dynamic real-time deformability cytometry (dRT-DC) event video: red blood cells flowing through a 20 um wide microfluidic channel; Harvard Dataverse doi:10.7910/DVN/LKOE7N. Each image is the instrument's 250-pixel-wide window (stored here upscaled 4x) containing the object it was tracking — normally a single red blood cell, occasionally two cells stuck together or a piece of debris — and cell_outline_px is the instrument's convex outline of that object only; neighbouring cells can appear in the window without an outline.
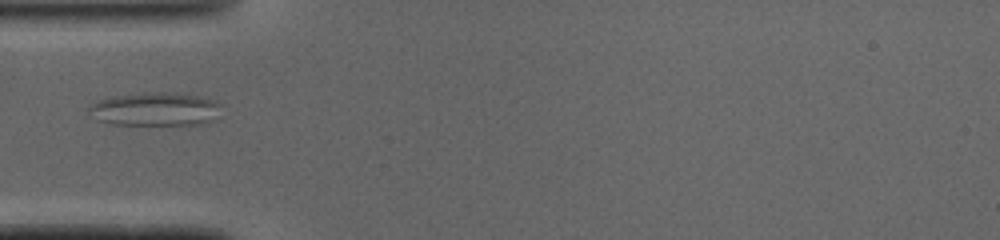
{"species": "common noctule bat (a hibernating species)", "species_latin": "Nyctalus noctula", "temperature_condition": "cold", "stored_images_in_passage": 36, "camera_frame_rate_fps": 3000, "um_per_image_px": 0.085, "animal": {"sex": "male", "body_mass_g": 19.0, "forearm_length_mm": 50.8}, "frame": {"image": 1, "passage_image": 1, "time_ms": 0.0, "image_size_px": [1000, 240], "cell_outline_px": [[220, 104], [216, 120], [208, 124], [112, 124], [100, 120], [92, 108], [92, 104], [96, 100], [104, 96], [156, 92], [164, 92], [200, 96], [216, 100]], "centroid_in_image_um": [13.29, 9.26], "position_along_channel_um": 71.7, "area_um2": 25.49}}
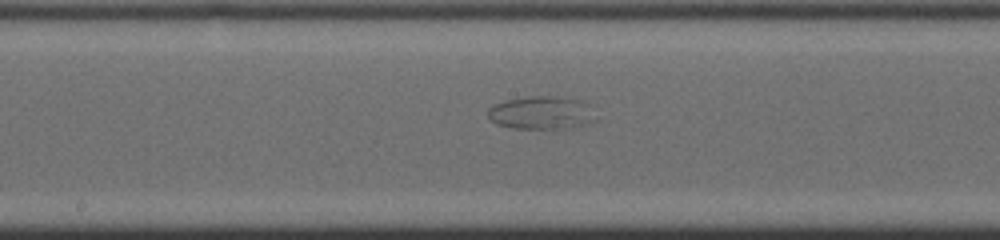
{"frame": {"image": 2, "passage_image": 11, "time_ms": 3.333, "image_size_px": [1000, 240], "cell_outline_px": [[596, 120], [564, 128], [516, 128], [496, 124], [488, 116], [488, 108], [496, 104], [508, 100], [524, 96], [560, 96], [580, 100], [592, 104]], "centroid_in_image_um": [46.05, 9.56], "position_along_channel_um": 202.2, "area_um2": 20.69}}
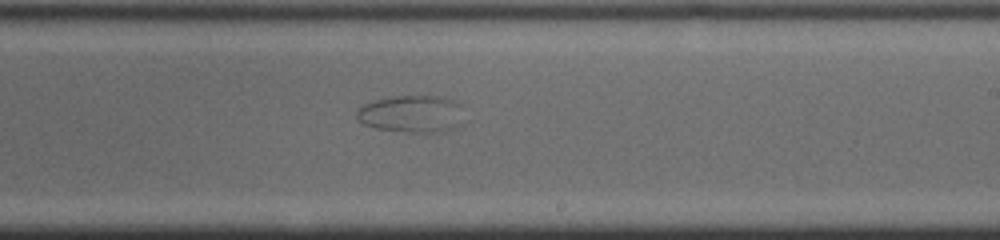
{"frame": {"image": 3, "passage_image": 15, "time_ms": 4.667, "image_size_px": [1000, 240], "cell_outline_px": [[464, 124], [456, 128], [444, 132], [404, 132], [372, 128], [364, 124], [356, 116], [356, 112], [364, 104], [376, 100], [396, 96], [440, 96], [460, 100]], "centroid_in_image_um": [35.08, 9.69], "position_along_channel_um": 253.9, "area_um2": 23.81}}